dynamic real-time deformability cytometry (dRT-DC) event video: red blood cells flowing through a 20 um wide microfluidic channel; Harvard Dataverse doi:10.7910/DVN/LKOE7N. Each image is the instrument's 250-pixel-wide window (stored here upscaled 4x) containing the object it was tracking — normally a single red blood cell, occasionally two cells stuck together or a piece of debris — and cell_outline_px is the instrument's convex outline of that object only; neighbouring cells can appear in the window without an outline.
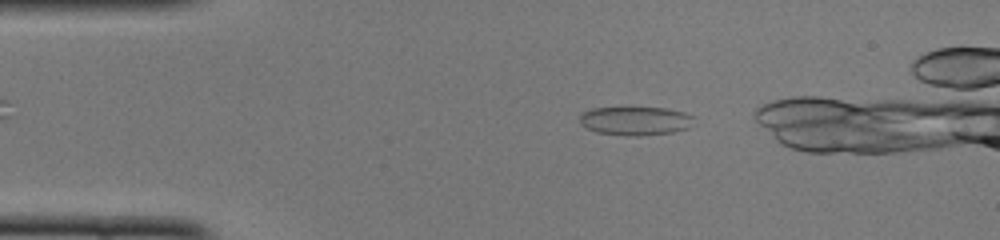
{"species": "common noctule bat (a hibernating species)", "species_latin": "Nyctalus noctula", "temperature_condition": "cold", "stored_images_in_passage": 36, "camera_frame_rate_fps": 3000, "um_per_image_px": 0.085, "animal": {"sex": "female", "body_mass_g": 22.0, "forearm_length_mm": 56.7}, "frame": {"image": 1, "passage_image": 4, "time_ms": 1.0, "image_size_px": [1000, 240], "cell_outline_px": [[696, 116], [688, 128], [672, 132], [640, 136], [632, 136], [596, 132], [580, 124], [580, 116], [584, 112], [592, 108], [664, 108], [684, 112]], "centroid_in_image_um": [54.03, 10.27], "position_along_channel_um": 31.0, "area_um2": 18.96}}
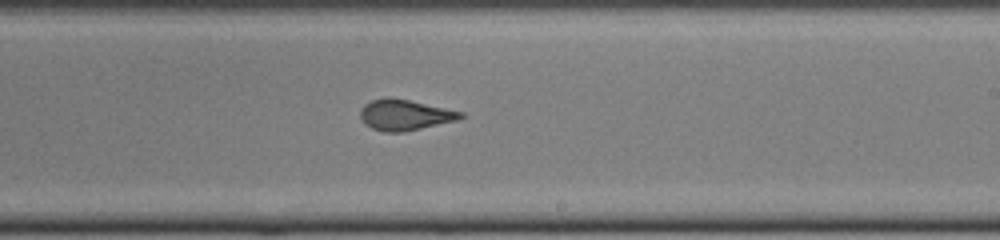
{"frame": {"image": 2, "passage_image": 24, "time_ms": 7.667, "image_size_px": [1000, 240], "cell_outline_px": [[464, 116], [456, 120], [404, 132], [384, 132], [372, 128], [364, 124], [360, 116], [360, 108], [364, 104], [372, 100], [408, 100], [464, 112]], "centroid_in_image_um": [34.4, 9.8], "position_along_channel_um": 254.6, "area_um2": 17.4}}
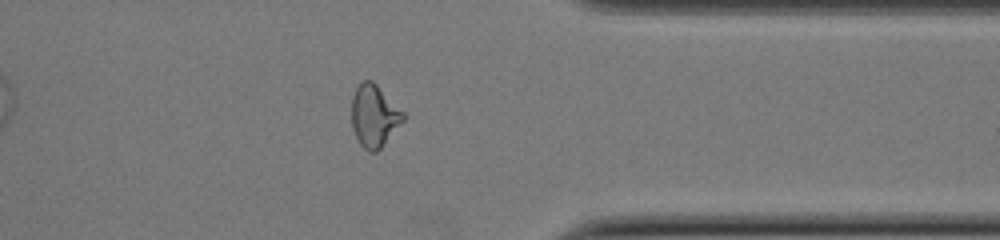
{"frame": {"image": 3, "passage_image": 34, "time_ms": 11.0, "image_size_px": [1000, 240], "cell_outline_px": [[404, 120], [380, 148], [376, 152], [368, 152], [360, 144], [352, 128], [352, 96], [356, 88], [364, 80], [372, 80], [404, 112]], "centroid_in_image_um": [31.79, 9.85], "position_along_channel_um": 379.6, "area_um2": 18.44}}